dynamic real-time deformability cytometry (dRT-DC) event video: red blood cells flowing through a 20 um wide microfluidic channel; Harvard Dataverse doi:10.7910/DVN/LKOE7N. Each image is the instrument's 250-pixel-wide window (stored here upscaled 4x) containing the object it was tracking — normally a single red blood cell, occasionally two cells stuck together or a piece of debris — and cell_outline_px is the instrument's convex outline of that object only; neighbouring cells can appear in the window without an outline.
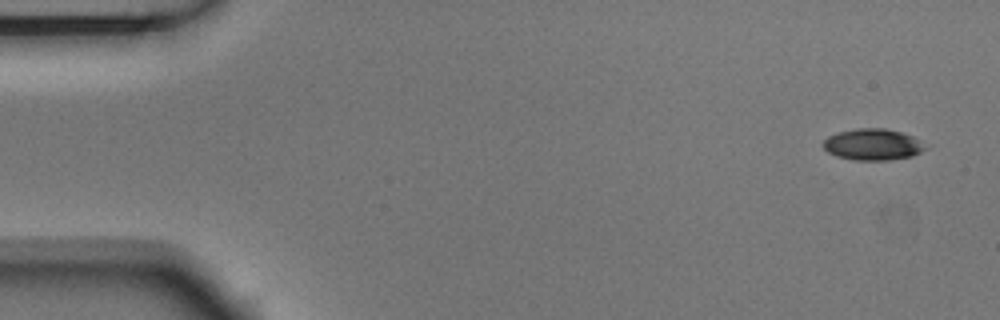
{"species": "Egyptian fruit bat (a non-hibernating species)", "species_latin": "Rousettus aegyptiacus", "temperature_condition": "room temperature", "stored_images_in_passage": 6, "camera_frame_rate_fps": 3000, "um_per_image_px": 0.085, "animal": {"sex": "male"}, "frame": {"image": 1, "passage_image": 1, "time_ms": 0.0, "image_size_px": [1000, 320], "cell_outline_px": [[928, 148], [912, 156], [888, 160], [852, 160], [836, 156], [828, 152], [820, 144], [828, 136], [840, 132], [856, 128], [884, 128], [900, 132], [912, 136]], "centroid_in_image_um": [74.14, 12.29], "position_along_channel_um": 10.9, "area_um2": 18.61}}
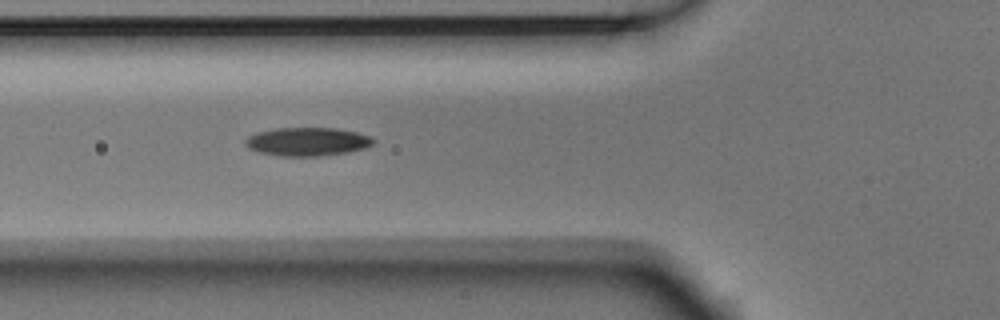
{"frame": {"image": 2, "passage_image": 6, "time_ms": 1.667, "image_size_px": [1000, 320], "cell_outline_px": [[376, 140], [372, 144], [364, 148], [348, 152], [320, 156], [280, 156], [260, 152], [248, 148], [244, 144], [244, 140], [248, 136], [256, 132], [276, 128], [336, 128], [356, 132], [368, 136]], "centroid_in_image_um": [26.09, 12.04], "position_along_channel_um": 99.7, "area_um2": 21.21}}